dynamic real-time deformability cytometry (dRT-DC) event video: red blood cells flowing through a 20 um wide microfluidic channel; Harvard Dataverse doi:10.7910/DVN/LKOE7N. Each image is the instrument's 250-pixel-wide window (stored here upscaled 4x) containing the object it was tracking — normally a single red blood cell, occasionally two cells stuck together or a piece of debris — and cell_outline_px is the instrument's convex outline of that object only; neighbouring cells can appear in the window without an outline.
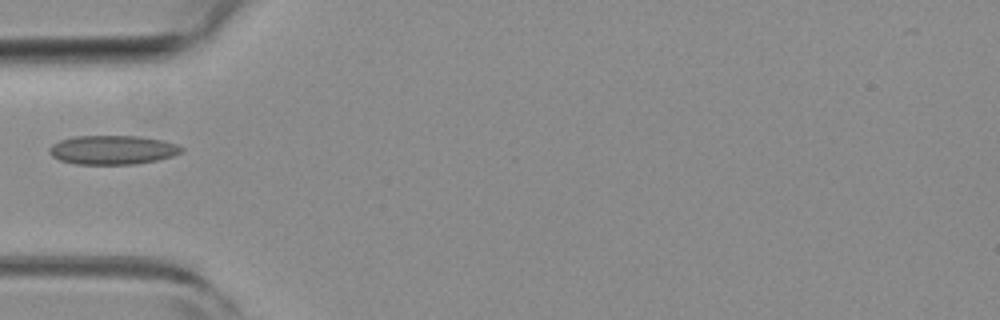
{"species": "common noctule bat (a hibernating species)", "species_latin": "Nyctalus noctula", "temperature_condition": "room temperature", "stored_images_in_passage": 4, "camera_frame_rate_fps": 3000, "um_per_image_px": 0.085, "animal": {"sex": "female", "body_mass_g": 19.3, "forearm_length_mm": 54.1}, "frame": {"image": 1, "passage_image": 3, "time_ms": 0.667, "image_size_px": [1000, 320], "cell_outline_px": [[184, 152], [172, 156], [156, 160], [136, 164], [76, 164], [60, 160], [52, 156], [48, 152], [48, 148], [52, 144], [60, 140], [72, 136], [140, 136], [164, 140], [176, 144], [184, 148]], "centroid_in_image_um": [9.57, 12.73], "position_along_channel_um": 75.4, "area_um2": 22.54}}
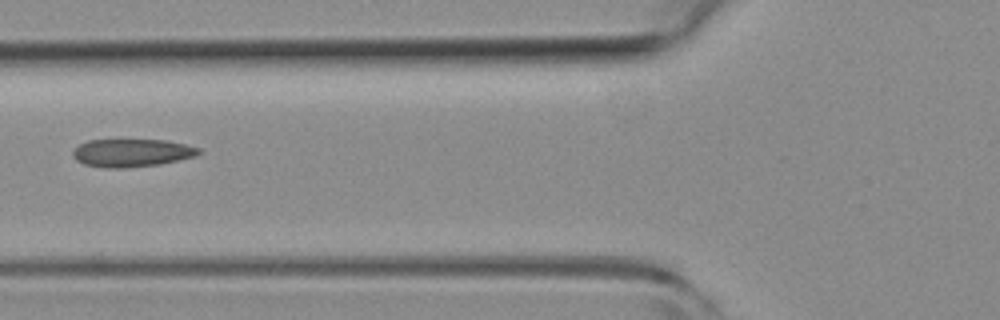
{"frame": {"image": 2, "passage_image": 4, "time_ms": 1.0, "image_size_px": [1000, 320], "cell_outline_px": [[200, 152], [196, 156], [160, 164], [124, 168], [104, 168], [84, 164], [76, 160], [72, 156], [72, 152], [80, 144], [88, 140], [164, 140], [184, 144], [200, 148]], "centroid_in_image_um": [11.18, 13.0], "position_along_channel_um": 114.6, "area_um2": 20.4}}